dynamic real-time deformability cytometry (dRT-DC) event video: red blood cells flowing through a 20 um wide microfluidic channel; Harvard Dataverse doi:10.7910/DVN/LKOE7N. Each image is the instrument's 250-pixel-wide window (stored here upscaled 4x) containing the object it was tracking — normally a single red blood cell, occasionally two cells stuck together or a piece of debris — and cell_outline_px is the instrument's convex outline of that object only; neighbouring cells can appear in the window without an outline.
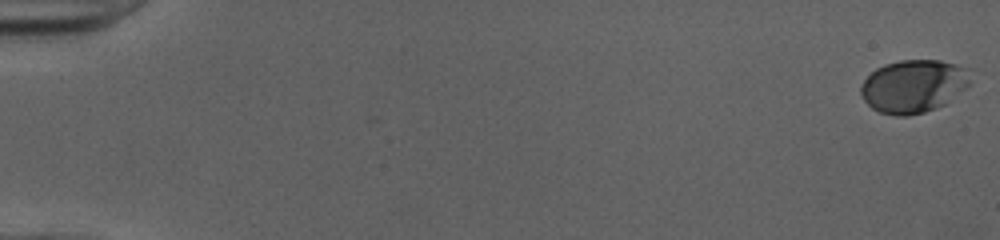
{"species": "human", "species_latin": "Homo sapiens", "temperature_condition": "cold", "stored_images_in_passage": 53, "camera_frame_rate_fps": 3000, "um_per_image_px": 0.085, "donor": {"sex": "female"}, "frame": {"image": 1, "passage_image": 1, "time_ms": 0.0, "image_size_px": [1000, 240], "cell_outline_px": [[968, 84], [964, 88], [944, 104], [936, 108], [924, 112], [908, 116], [896, 116], [880, 112], [872, 108], [864, 100], [860, 92], [860, 88], [864, 80], [876, 68], [884, 64], [900, 60], [940, 60], [956, 64], [968, 68]], "centroid_in_image_um": [77.61, 7.32], "position_along_channel_um": 7.4, "area_um2": 33.52}}
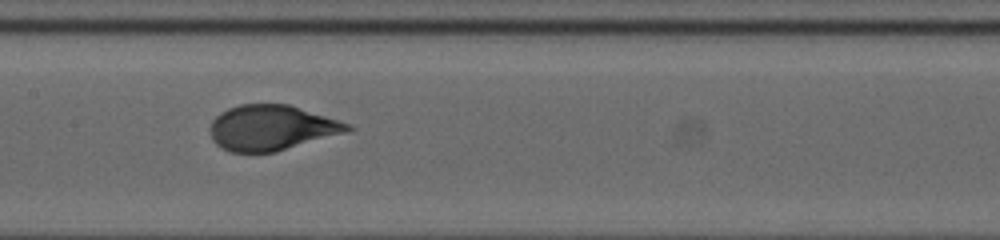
{"frame": {"image": 2, "passage_image": 28, "time_ms": 9.0, "image_size_px": [1000, 240], "cell_outline_px": [[356, 128], [348, 132], [276, 152], [228, 152], [216, 144], [212, 140], [212, 120], [220, 112], [228, 108], [240, 104], [288, 104], [352, 124]], "centroid_in_image_um": [23.12, 10.86], "position_along_channel_um": 184.3, "area_um2": 36.36}}
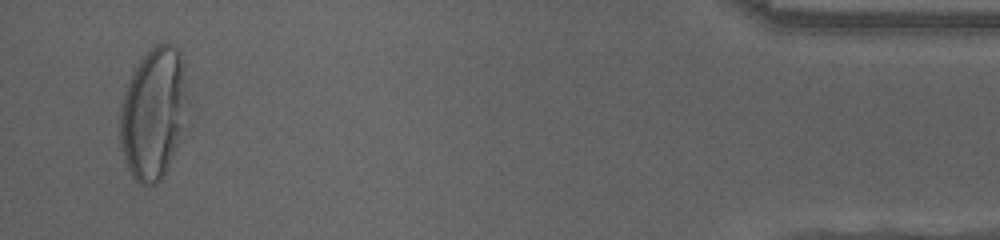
{"frame": {"image": 3, "passage_image": 51, "time_ms": 16.667, "image_size_px": [1000, 240], "cell_outline_px": [[188, 100], [172, 156], [160, 180], [156, 184], [148, 188], [140, 184], [132, 176], [124, 160], [120, 140], [120, 104], [132, 68], [156, 44], [172, 44], [180, 52], [184, 64]], "centroid_in_image_um": [13.0, 9.6], "position_along_channel_um": 422.2, "area_um2": 51.5}, "authors_computed_cell_mechanics": {"area_um2": 36.2406, "velocity_mm_per_s": 4.0095, "shape_relaxation_time_tau1_ms": 4.0706, "shape_relaxation_time_tau2_ms": null, "deformation_change_tau1": 0.2125, "deformation_change_tau2": null}}